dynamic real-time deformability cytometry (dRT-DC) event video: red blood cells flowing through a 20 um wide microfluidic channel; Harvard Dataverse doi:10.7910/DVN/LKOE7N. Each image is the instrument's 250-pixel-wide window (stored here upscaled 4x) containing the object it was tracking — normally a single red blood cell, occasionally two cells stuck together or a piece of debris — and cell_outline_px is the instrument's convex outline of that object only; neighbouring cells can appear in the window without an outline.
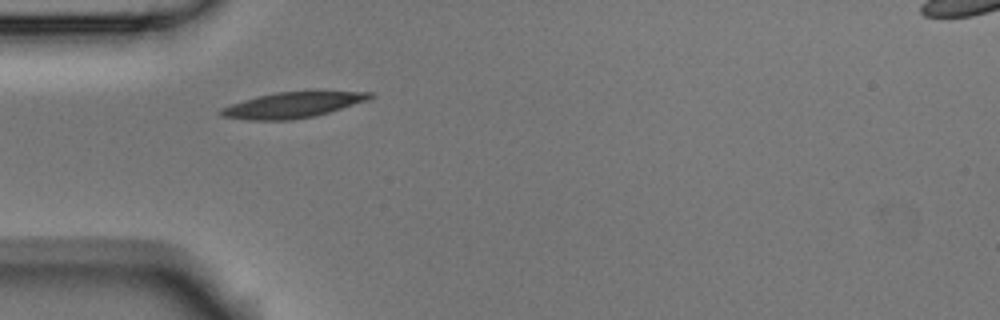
{"species": "Egyptian fruit bat (a non-hibernating species)", "species_latin": "Rousettus aegyptiacus", "temperature_condition": "room temperature", "stored_images_in_passage": 2, "camera_frame_rate_fps": 3000, "um_per_image_px": 0.085, "animal": {"sex": "male"}, "frame": {"image": 1, "passage_image": 1, "time_ms": 0.0, "image_size_px": [1000, 320], "cell_outline_px": [[376, 96], [368, 100], [316, 116], [292, 120], [248, 120], [220, 116], [216, 112], [220, 108], [244, 100], [276, 92], [372, 92]], "centroid_in_image_um": [24.84, 8.94], "position_along_channel_um": 60.2, "area_um2": 22.08}}
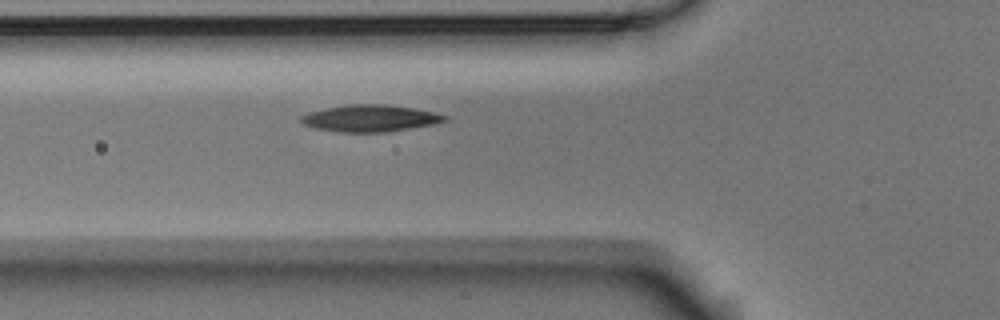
{"frame": {"image": 2, "passage_image": 2, "time_ms": 0.333, "image_size_px": [1000, 320], "cell_outline_px": [[448, 120], [436, 124], [384, 132], [336, 132], [316, 128], [304, 124], [300, 120], [300, 116], [308, 112], [348, 104], [384, 104], [412, 108], [432, 112], [448, 116]], "centroid_in_image_um": [31.46, 10.05], "position_along_channel_um": 94.3, "area_um2": 22.31}}